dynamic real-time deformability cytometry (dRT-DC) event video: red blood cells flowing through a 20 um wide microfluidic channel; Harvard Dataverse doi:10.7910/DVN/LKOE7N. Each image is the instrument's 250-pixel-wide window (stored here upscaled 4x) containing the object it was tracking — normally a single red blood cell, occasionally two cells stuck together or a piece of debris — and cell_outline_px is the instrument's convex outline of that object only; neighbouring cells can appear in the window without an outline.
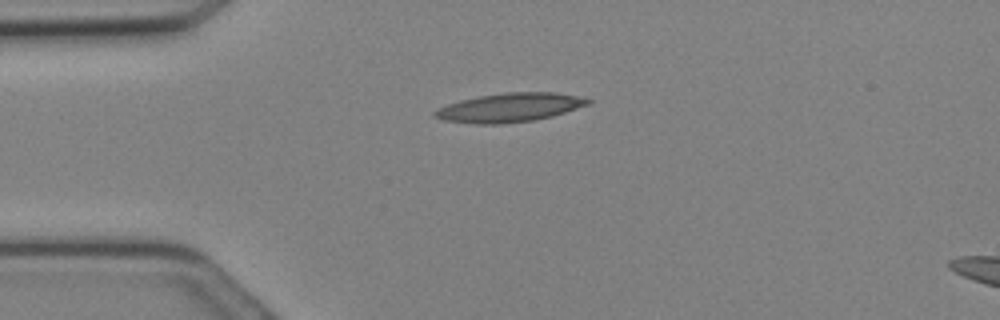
{"species": "Egyptian fruit bat (a non-hibernating species)", "species_latin": "Rousettus aegyptiacus", "temperature_condition": "cold", "stored_images_in_passage": 10, "camera_frame_rate_fps": 3000, "um_per_image_px": 0.085, "animal": {"sex": "female"}, "frame": {"image": 1, "passage_image": 1, "time_ms": 0.0, "image_size_px": [1000, 320], "cell_outline_px": [[592, 104], [552, 116], [532, 120], [500, 124], [476, 124], [444, 120], [432, 116], [432, 112], [436, 108], [460, 100], [480, 96], [504, 92], [556, 92], [576, 96], [592, 100]], "centroid_in_image_um": [43.31, 9.14], "position_along_channel_um": 41.7, "area_um2": 25.84}}
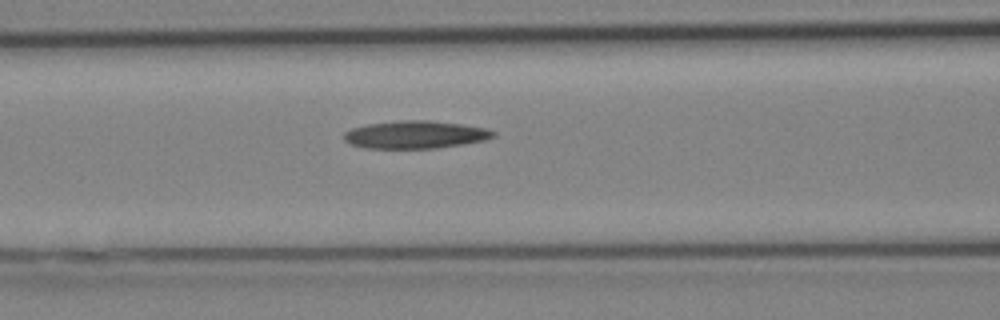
{"frame": {"image": 2, "passage_image": 6, "time_ms": 1.667, "image_size_px": [1000, 320], "cell_outline_px": [[496, 136], [484, 140], [464, 144], [436, 148], [364, 148], [352, 144], [344, 140], [344, 132], [352, 128], [368, 124], [404, 120], [428, 120], [460, 124], [484, 128], [496, 132]], "centroid_in_image_um": [35.3, 11.45], "position_along_channel_um": 131.3, "area_um2": 23.93}}
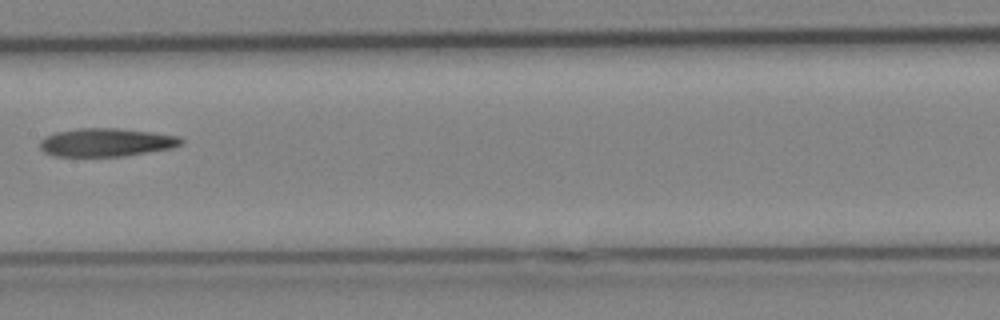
{"frame": {"image": 3, "passage_image": 9, "time_ms": 2.667, "image_size_px": [1000, 320], "cell_outline_px": [[184, 144], [172, 148], [124, 156], [56, 156], [44, 152], [40, 148], [40, 140], [44, 136], [56, 132], [76, 128], [120, 128], [152, 132], [180, 136], [184, 140]], "centroid_in_image_um": [9.05, 12.09], "position_along_channel_um": 198.3, "area_um2": 23.47}}